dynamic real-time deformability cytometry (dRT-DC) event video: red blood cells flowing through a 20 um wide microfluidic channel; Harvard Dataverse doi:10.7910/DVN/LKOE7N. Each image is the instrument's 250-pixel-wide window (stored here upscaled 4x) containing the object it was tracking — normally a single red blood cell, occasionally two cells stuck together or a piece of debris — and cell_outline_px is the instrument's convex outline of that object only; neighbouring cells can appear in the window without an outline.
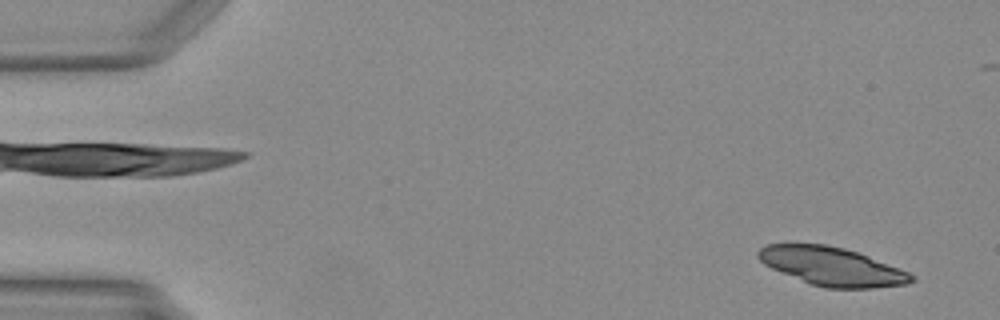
{"species": "Egyptian fruit bat (a non-hibernating species)", "species_latin": "Rousettus aegyptiacus", "temperature_condition": "warm", "stored_images_in_passage": 47, "camera_frame_rate_fps": 3000, "um_per_image_px": 0.085, "animal": {"sex": "female"}, "frame": {"image": 1, "passage_image": 2, "time_ms": 0.333, "image_size_px": [1000, 320], "cell_outline_px": [[916, 280], [908, 284], [872, 288], [824, 288], [812, 284], [772, 268], [764, 264], [756, 256], [756, 252], [760, 248], [768, 244], [824, 244], [844, 248], [868, 256], [908, 272], [916, 276]], "centroid_in_image_um": [70.73, 22.65], "position_along_channel_um": 14.3, "area_um2": 33.99}}
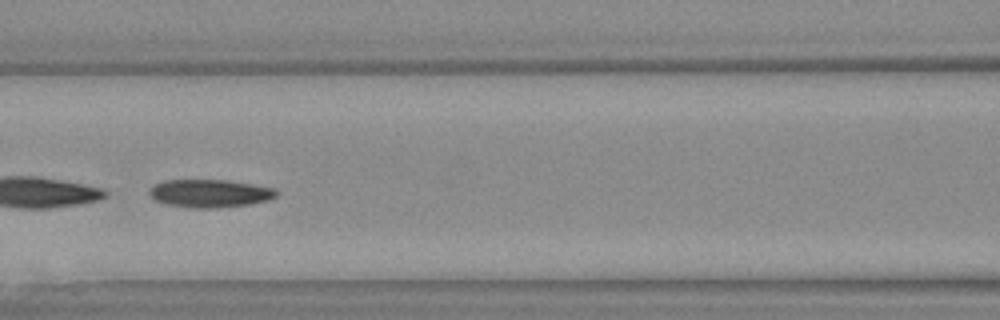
{"frame": {"image": 2, "passage_image": 21, "time_ms": 6.667, "image_size_px": [1000, 320], "cell_outline_px": [[280, 192], [276, 196], [268, 200], [248, 204], [216, 208], [192, 208], [164, 204], [148, 196], [148, 188], [164, 180], [224, 180], [252, 184], [276, 188]], "centroid_in_image_um": [17.81, 16.44], "position_along_channel_um": 148.8, "area_um2": 20.87}}